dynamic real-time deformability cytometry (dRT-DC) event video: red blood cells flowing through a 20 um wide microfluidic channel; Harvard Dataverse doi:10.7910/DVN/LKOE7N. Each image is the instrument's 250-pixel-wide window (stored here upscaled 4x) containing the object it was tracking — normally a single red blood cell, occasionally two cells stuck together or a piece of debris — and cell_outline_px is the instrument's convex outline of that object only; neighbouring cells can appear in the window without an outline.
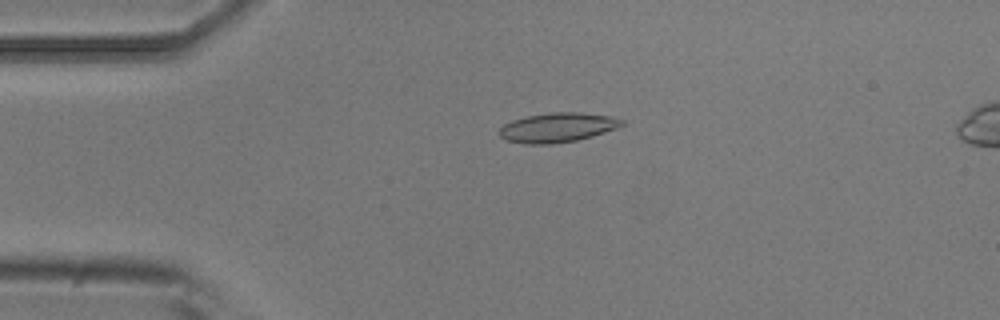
{"species": "common noctule bat (a hibernating species)", "species_latin": "Nyctalus noctula", "temperature_condition": "room temperature", "stored_images_in_passage": 4, "camera_frame_rate_fps": 3000, "um_per_image_px": 0.085, "animal": {"sex": "male", "body_mass_g": 20.5, "forearm_length_mm": 52.5}, "frame": {"image": 1, "passage_image": 2, "time_ms": 0.333, "image_size_px": [1000, 320], "cell_outline_px": [[624, 124], [616, 128], [592, 136], [576, 140], [552, 144], [524, 144], [508, 140], [500, 136], [496, 132], [504, 124], [512, 120], [528, 116], [552, 112], [580, 112], [608, 116], [624, 120]], "centroid_in_image_um": [47.35, 10.84], "position_along_channel_um": 37.6, "area_um2": 20.92}}
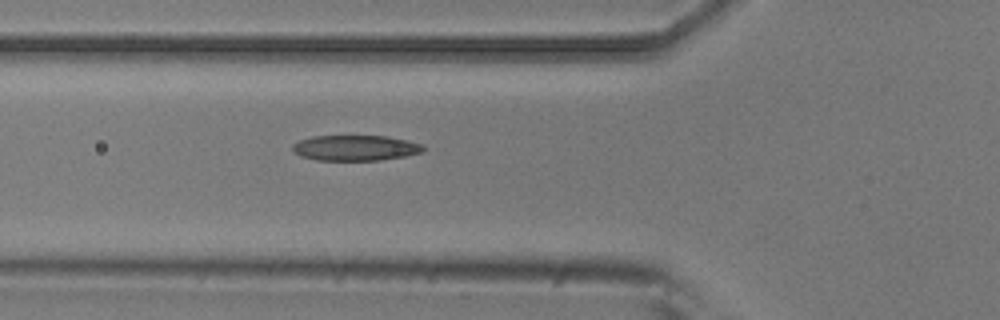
{"frame": {"image": 2, "passage_image": 4, "time_ms": 1.0, "image_size_px": [1000, 320], "cell_outline_px": [[424, 152], [404, 156], [380, 160], [316, 160], [300, 156], [292, 148], [292, 144], [300, 140], [312, 136], [388, 136], [408, 140], [424, 144]], "centroid_in_image_um": [30.24, 12.57], "position_along_channel_um": 95.6, "area_um2": 19.48}}